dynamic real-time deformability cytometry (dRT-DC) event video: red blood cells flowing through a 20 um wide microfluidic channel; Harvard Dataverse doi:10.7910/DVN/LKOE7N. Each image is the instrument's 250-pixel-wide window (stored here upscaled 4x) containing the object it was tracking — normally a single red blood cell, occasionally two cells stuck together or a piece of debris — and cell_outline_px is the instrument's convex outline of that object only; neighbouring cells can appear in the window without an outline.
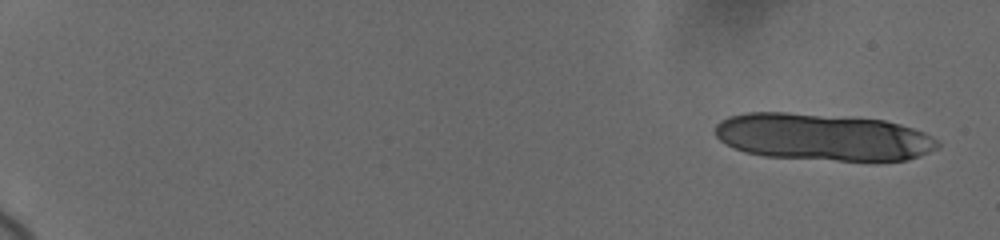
{"species": "human", "species_latin": "Homo sapiens", "temperature_condition": "cold", "stored_images_in_passage": 21, "camera_frame_rate_fps": 3000, "um_per_image_px": 0.085, "donor": {"sex": "female"}, "frame": {"image": 1, "passage_image": 1, "time_ms": 0.0, "image_size_px": [1000, 240], "cell_outline_px": [[940, 144], [936, 148], [920, 156], [908, 160], [876, 164], [872, 164], [764, 156], [744, 152], [720, 140], [716, 136], [716, 124], [720, 120], [728, 116], [744, 112], [788, 112], [884, 120], [900, 124], [924, 132], [932, 136]], "centroid_in_image_um": [70.0, 11.69], "position_along_channel_um": 15.0, "area_um2": 62.37}}